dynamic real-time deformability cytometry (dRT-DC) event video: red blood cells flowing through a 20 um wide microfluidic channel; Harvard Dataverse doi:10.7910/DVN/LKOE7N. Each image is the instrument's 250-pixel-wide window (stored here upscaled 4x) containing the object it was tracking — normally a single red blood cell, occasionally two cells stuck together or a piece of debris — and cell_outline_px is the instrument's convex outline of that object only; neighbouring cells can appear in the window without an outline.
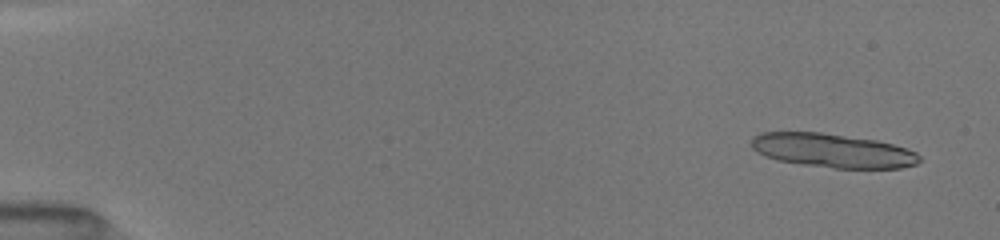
{"species": "common noctule bat (a hibernating species)", "species_latin": "Nyctalus noctula", "temperature_condition": "room temperature", "stored_images_in_passage": 16, "camera_frame_rate_fps": 3000, "um_per_image_px": 0.085, "animal": {"sex": "female", "body_mass_g": 19.5, "forearm_length_mm": 54.1}, "frame": {"image": 1, "passage_image": 3, "time_ms": 0.667, "image_size_px": [1000, 240], "cell_outline_px": [[920, 160], [916, 164], [900, 168], [832, 168], [776, 160], [764, 156], [756, 152], [752, 148], [752, 136], [760, 132], [820, 132], [876, 140], [892, 144], [916, 152], [920, 156]], "centroid_in_image_um": [70.73, 12.79], "position_along_channel_um": 14.3, "area_um2": 33.18}}